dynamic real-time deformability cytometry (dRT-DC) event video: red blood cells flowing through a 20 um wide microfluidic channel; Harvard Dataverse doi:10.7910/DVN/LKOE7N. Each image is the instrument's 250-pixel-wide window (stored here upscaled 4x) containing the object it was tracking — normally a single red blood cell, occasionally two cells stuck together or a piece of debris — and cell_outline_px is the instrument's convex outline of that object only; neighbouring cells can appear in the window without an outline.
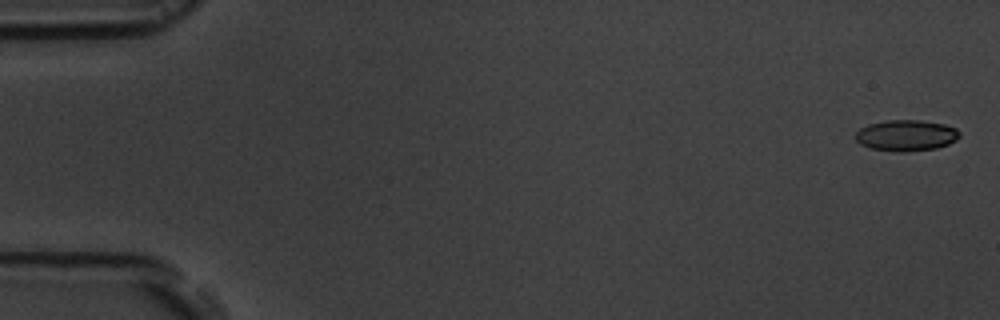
{"species": "common noctule bat (a hibernating species)", "species_latin": "Nyctalus noctula", "temperature_condition": "room temperature", "stored_images_in_passage": 5, "camera_frame_rate_fps": 3000, "um_per_image_px": 0.085, "animal": {"sex": "male", "body_mass_g": 19.5, "forearm_length_mm": 54.6}, "frame": {"image": 1, "passage_image": 1, "time_ms": 0.0, "image_size_px": [1000, 320], "cell_outline_px": [[960, 136], [956, 140], [948, 144], [936, 148], [904, 152], [896, 152], [872, 148], [860, 144], [856, 140], [856, 132], [860, 128], [868, 124], [888, 120], [920, 120], [944, 124], [956, 128], [960, 132]], "centroid_in_image_um": [77.03, 11.51], "position_along_channel_um": 8.0, "area_um2": 18.84}}
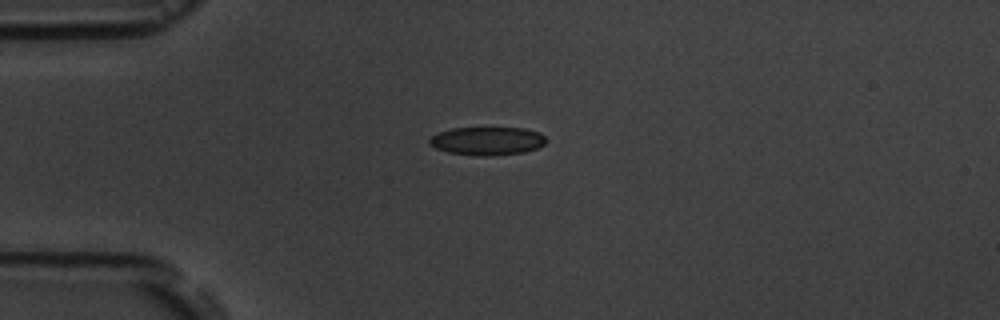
{"frame": {"image": 2, "passage_image": 4, "time_ms": 4.333, "image_size_px": [1000, 320], "cell_outline_px": [[544, 144], [536, 148], [524, 152], [492, 156], [476, 156], [448, 152], [436, 148], [428, 144], [428, 140], [432, 136], [440, 132], [452, 128], [524, 128], [540, 132], [544, 136]], "centroid_in_image_um": [41.39, 11.98], "position_along_channel_um": 43.6, "area_um2": 19.19}}